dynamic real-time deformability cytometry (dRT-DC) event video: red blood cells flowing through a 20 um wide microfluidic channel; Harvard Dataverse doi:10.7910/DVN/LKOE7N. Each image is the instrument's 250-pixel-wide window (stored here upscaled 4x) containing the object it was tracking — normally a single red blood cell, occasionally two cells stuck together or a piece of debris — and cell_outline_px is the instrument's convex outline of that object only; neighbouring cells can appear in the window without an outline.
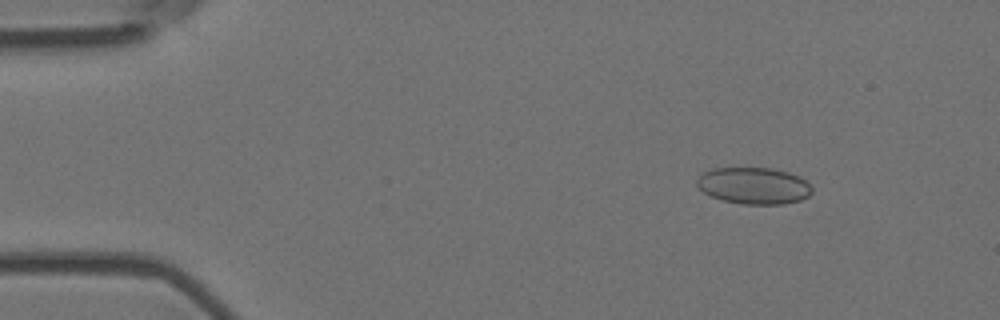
{"species": "Egyptian fruit bat (a non-hibernating species)", "species_latin": "Rousettus aegyptiacus", "temperature_condition": "room temperature", "stored_images_in_passage": 3, "camera_frame_rate_fps": 3000, "um_per_image_px": 0.085, "animal": {"sex": "female"}, "frame": {"image": 1, "passage_image": 1, "time_ms": 0.0, "image_size_px": [1000, 320], "cell_outline_px": [[812, 192], [808, 196], [800, 200], [784, 204], [740, 204], [724, 200], [712, 196], [704, 192], [696, 184], [696, 180], [704, 172], [712, 168], [772, 168], [788, 172], [800, 176], [812, 188]], "centroid_in_image_um": [64.08, 15.78], "position_along_channel_um": 20.9, "area_um2": 24.51}}
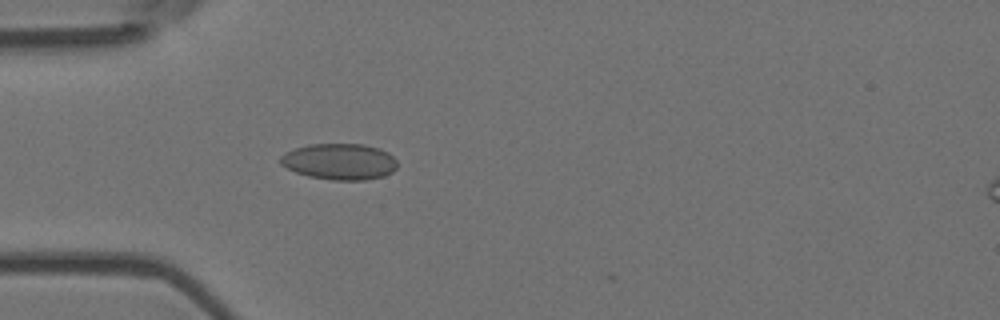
{"frame": {"image": 2, "passage_image": 3, "time_ms": 0.667, "image_size_px": [1000, 320], "cell_outline_px": [[396, 168], [392, 172], [384, 176], [364, 180], [332, 180], [308, 176], [296, 172], [280, 164], [280, 156], [284, 152], [308, 144], [364, 144], [380, 148], [388, 152], [396, 160]], "centroid_in_image_um": [28.86, 13.73], "position_along_channel_um": 56.1, "area_um2": 24.74}}